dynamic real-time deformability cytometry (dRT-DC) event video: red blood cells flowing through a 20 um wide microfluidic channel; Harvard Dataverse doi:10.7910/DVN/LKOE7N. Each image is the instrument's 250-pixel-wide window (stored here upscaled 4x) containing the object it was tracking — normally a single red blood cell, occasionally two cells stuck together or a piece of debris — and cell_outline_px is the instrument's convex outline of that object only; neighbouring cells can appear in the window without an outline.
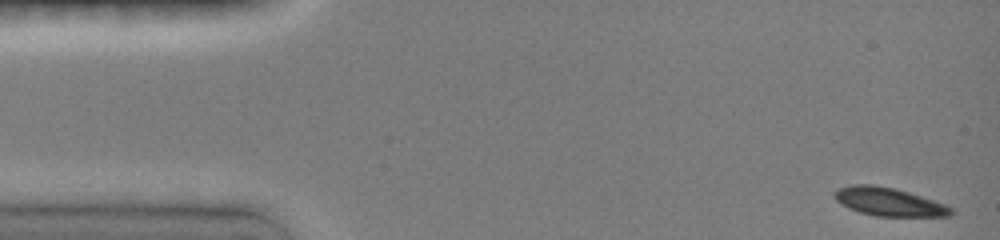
{"species": "common noctule bat (a hibernating species)", "species_latin": "Nyctalus noctula", "temperature_condition": "room temperature", "stored_images_in_passage": 12, "camera_frame_rate_fps": 3000, "um_per_image_px": 0.085, "animal": {"sex": "female", "body_mass_g": 19.0, "forearm_length_mm": 51.5}, "frame": {"image": 1, "passage_image": 1, "time_ms": 0.0, "image_size_px": [1000, 240], "cell_outline_px": [[956, 212], [952, 216], [876, 216], [860, 212], [848, 208], [840, 204], [832, 196], [836, 188], [852, 184], [872, 184], [892, 188], [908, 192], [944, 204], [952, 208]], "centroid_in_image_um": [75.51, 17.15], "position_along_channel_um": 9.5, "area_um2": 19.25}}
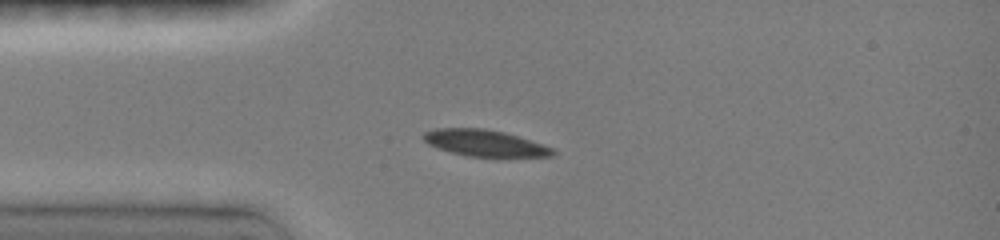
{"frame": {"image": 2, "passage_image": 11, "time_ms": 3.333, "image_size_px": [1000, 240], "cell_outline_px": [[556, 152], [552, 156], [496, 160], [464, 156], [436, 148], [428, 144], [424, 140], [424, 132], [436, 128], [484, 128], [504, 132], [552, 148]], "centroid_in_image_um": [41.23, 12.23], "position_along_channel_um": 43.8, "area_um2": 20.87}}